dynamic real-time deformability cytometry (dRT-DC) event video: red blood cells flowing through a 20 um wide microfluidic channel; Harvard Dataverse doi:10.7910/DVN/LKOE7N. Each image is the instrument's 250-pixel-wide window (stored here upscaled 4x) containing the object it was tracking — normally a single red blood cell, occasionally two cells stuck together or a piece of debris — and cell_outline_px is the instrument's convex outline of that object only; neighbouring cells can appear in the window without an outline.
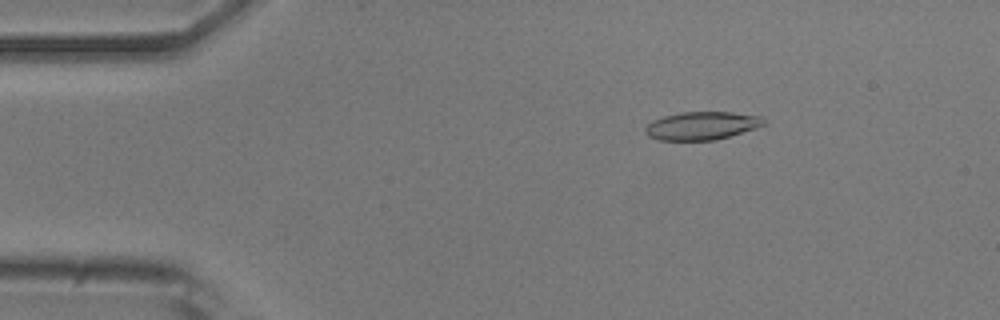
{"species": "common noctule bat (a hibernating species)", "species_latin": "Nyctalus noctula", "temperature_condition": "room temperature", "stored_images_in_passage": 51, "camera_frame_rate_fps": 3000, "um_per_image_px": 0.085, "animal": {"sex": "male", "body_mass_g": 20.5, "forearm_length_mm": 52.5}, "frame": {"image": 1, "passage_image": 8, "time_ms": 2.333, "image_size_px": [1000, 320], "cell_outline_px": [[768, 120], [764, 124], [756, 128], [716, 140], [660, 140], [648, 136], [644, 132], [644, 128], [652, 120], [664, 116], [680, 112], [732, 112], [760, 116]], "centroid_in_image_um": [59.65, 10.68], "position_along_channel_um": 25.4, "area_um2": 19.48}}
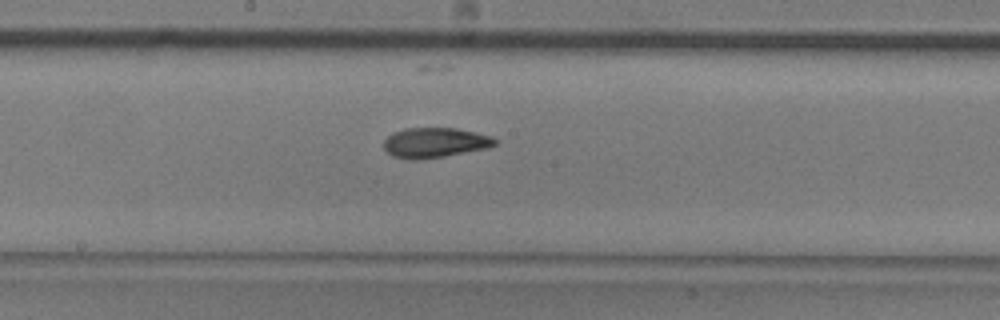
{"frame": {"image": 2, "passage_image": 27, "time_ms": 8.667, "image_size_px": [1000, 320], "cell_outline_px": [[500, 140], [496, 144], [488, 148], [444, 156], [420, 160], [408, 160], [392, 156], [384, 148], [384, 140], [392, 132], [404, 128], [456, 128], [476, 132], [492, 136]], "centroid_in_image_um": [36.97, 12.12], "position_along_channel_um": 211.2, "area_um2": 19.71}}
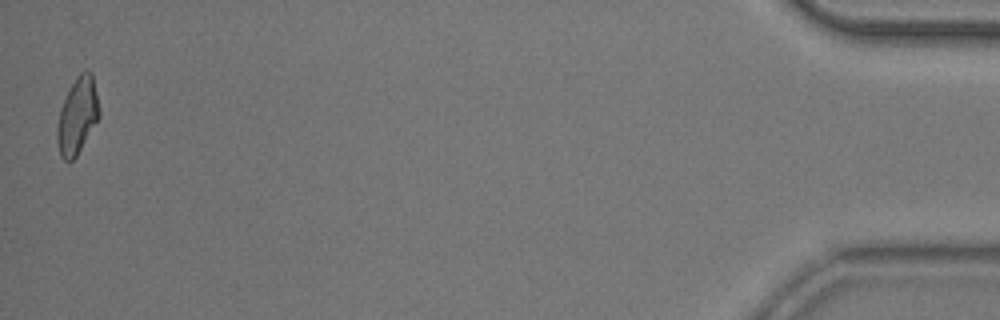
{"frame": {"image": 3, "passage_image": 51, "time_ms": 16.667, "image_size_px": [1000, 320], "cell_outline_px": [[100, 116], [76, 156], [72, 160], [64, 160], [60, 156], [56, 140], [56, 128], [60, 108], [76, 76], [84, 68], [88, 68], [92, 72], [100, 112]], "centroid_in_image_um": [6.57, 9.81], "position_along_channel_um": 428.6, "area_um2": 18.73}, "authors_computed_cell_mechanics": {"area_um2": 19.2474, "velocity_mm_per_s": 3.9031, "shape_relaxation_time_tau1_ms": 4.5723, "shape_relaxation_time_tau2_ms": 2.4149, "deformation_change_tau1": 0.153, "deformation_change_tau2": 0.0888}}